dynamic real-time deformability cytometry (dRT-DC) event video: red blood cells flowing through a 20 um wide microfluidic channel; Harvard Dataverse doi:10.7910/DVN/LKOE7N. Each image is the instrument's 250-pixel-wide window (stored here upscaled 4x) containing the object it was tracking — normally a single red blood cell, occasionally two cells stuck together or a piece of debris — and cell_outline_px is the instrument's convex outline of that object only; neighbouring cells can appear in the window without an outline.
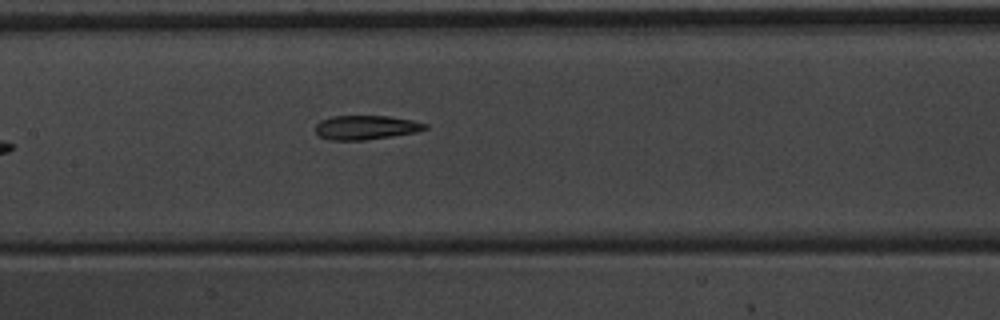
{"species": "common noctule bat (a hibernating species)", "species_latin": "Nyctalus noctula", "temperature_condition": "warm", "stored_images_in_passage": 8, "camera_frame_rate_fps": 3000, "um_per_image_px": 0.085, "animal": {"sex": "male", "body_mass_g": 20.1, "forearm_length_mm": 53.5}, "frame": {"image": 1, "passage_image": 8, "time_ms": 2.333, "image_size_px": [1000, 320], "cell_outline_px": [[428, 128], [416, 132], [392, 136], [364, 140], [332, 140], [320, 136], [316, 132], [316, 124], [320, 120], [332, 116], [388, 116], [412, 120], [428, 124]], "centroid_in_image_um": [31.11, 10.83], "position_along_channel_um": 176.3, "area_um2": 15.37}}